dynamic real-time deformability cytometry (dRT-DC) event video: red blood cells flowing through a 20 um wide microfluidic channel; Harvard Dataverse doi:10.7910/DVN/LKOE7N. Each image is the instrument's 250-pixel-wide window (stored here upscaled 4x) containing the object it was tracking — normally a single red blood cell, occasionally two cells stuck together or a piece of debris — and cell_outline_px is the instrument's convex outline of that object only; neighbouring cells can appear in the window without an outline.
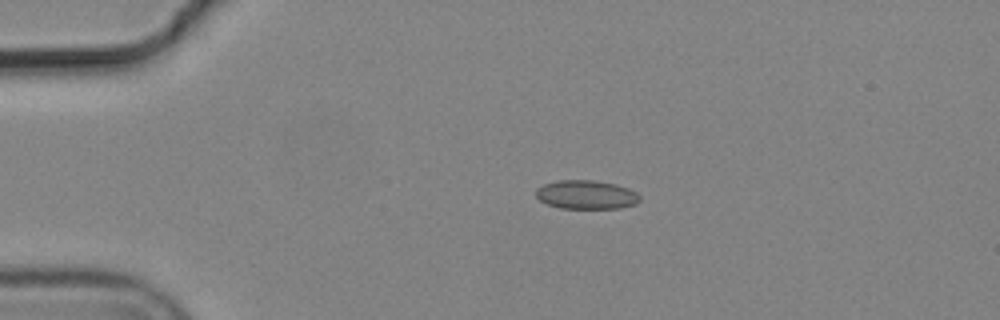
{"species": "common noctule bat (a hibernating species)", "species_latin": "Nyctalus noctula", "temperature_condition": "cold", "stored_images_in_passage": 4, "camera_frame_rate_fps": 3000, "um_per_image_px": 0.085, "animal": {"sex": "male", "body_mass_g": 19.2, "forearm_length_mm": 51.8}, "frame": {"image": 1, "passage_image": 3, "time_ms": 0.667, "image_size_px": [1000, 320], "cell_outline_px": [[640, 200], [636, 204], [620, 208], [560, 208], [548, 204], [540, 200], [536, 196], [536, 188], [544, 184], [556, 180], [596, 180], [616, 184], [628, 188], [636, 192], [640, 196]], "centroid_in_image_um": [49.84, 16.54], "position_along_channel_um": 35.2, "area_um2": 17.51}}